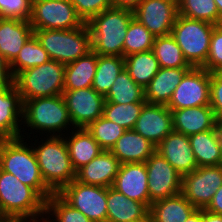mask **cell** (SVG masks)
Masks as SVG:
<instances>
[{"label": "cell", "mask_w": 222, "mask_h": 222, "mask_svg": "<svg viewBox=\"0 0 222 222\" xmlns=\"http://www.w3.org/2000/svg\"><path fill=\"white\" fill-rule=\"evenodd\" d=\"M29 22L33 30H67L84 24L71 1L57 0H33Z\"/></svg>", "instance_id": "obj_10"}, {"label": "cell", "mask_w": 222, "mask_h": 222, "mask_svg": "<svg viewBox=\"0 0 222 222\" xmlns=\"http://www.w3.org/2000/svg\"><path fill=\"white\" fill-rule=\"evenodd\" d=\"M148 175L149 208L151 203L182 192V176L158 152L145 162Z\"/></svg>", "instance_id": "obj_13"}, {"label": "cell", "mask_w": 222, "mask_h": 222, "mask_svg": "<svg viewBox=\"0 0 222 222\" xmlns=\"http://www.w3.org/2000/svg\"><path fill=\"white\" fill-rule=\"evenodd\" d=\"M45 207L46 200L35 189L0 169V209L6 218L38 220Z\"/></svg>", "instance_id": "obj_3"}, {"label": "cell", "mask_w": 222, "mask_h": 222, "mask_svg": "<svg viewBox=\"0 0 222 222\" xmlns=\"http://www.w3.org/2000/svg\"><path fill=\"white\" fill-rule=\"evenodd\" d=\"M23 119V101L13 84H0V139L21 137L18 125Z\"/></svg>", "instance_id": "obj_19"}, {"label": "cell", "mask_w": 222, "mask_h": 222, "mask_svg": "<svg viewBox=\"0 0 222 222\" xmlns=\"http://www.w3.org/2000/svg\"><path fill=\"white\" fill-rule=\"evenodd\" d=\"M33 34L29 21L0 18V52L9 64Z\"/></svg>", "instance_id": "obj_23"}, {"label": "cell", "mask_w": 222, "mask_h": 222, "mask_svg": "<svg viewBox=\"0 0 222 222\" xmlns=\"http://www.w3.org/2000/svg\"><path fill=\"white\" fill-rule=\"evenodd\" d=\"M155 151L156 146L134 130H126L110 150L121 164L145 163Z\"/></svg>", "instance_id": "obj_24"}, {"label": "cell", "mask_w": 222, "mask_h": 222, "mask_svg": "<svg viewBox=\"0 0 222 222\" xmlns=\"http://www.w3.org/2000/svg\"><path fill=\"white\" fill-rule=\"evenodd\" d=\"M9 63L0 52V84H13Z\"/></svg>", "instance_id": "obj_44"}, {"label": "cell", "mask_w": 222, "mask_h": 222, "mask_svg": "<svg viewBox=\"0 0 222 222\" xmlns=\"http://www.w3.org/2000/svg\"><path fill=\"white\" fill-rule=\"evenodd\" d=\"M77 15L87 23L92 17L113 7L111 0H70Z\"/></svg>", "instance_id": "obj_42"}, {"label": "cell", "mask_w": 222, "mask_h": 222, "mask_svg": "<svg viewBox=\"0 0 222 222\" xmlns=\"http://www.w3.org/2000/svg\"><path fill=\"white\" fill-rule=\"evenodd\" d=\"M113 7L134 11L143 0H111Z\"/></svg>", "instance_id": "obj_46"}, {"label": "cell", "mask_w": 222, "mask_h": 222, "mask_svg": "<svg viewBox=\"0 0 222 222\" xmlns=\"http://www.w3.org/2000/svg\"><path fill=\"white\" fill-rule=\"evenodd\" d=\"M97 67V53L93 50L65 66L64 90L92 87Z\"/></svg>", "instance_id": "obj_28"}, {"label": "cell", "mask_w": 222, "mask_h": 222, "mask_svg": "<svg viewBox=\"0 0 222 222\" xmlns=\"http://www.w3.org/2000/svg\"><path fill=\"white\" fill-rule=\"evenodd\" d=\"M152 51L162 68H192L171 34L155 37Z\"/></svg>", "instance_id": "obj_33"}, {"label": "cell", "mask_w": 222, "mask_h": 222, "mask_svg": "<svg viewBox=\"0 0 222 222\" xmlns=\"http://www.w3.org/2000/svg\"><path fill=\"white\" fill-rule=\"evenodd\" d=\"M27 222V220H22V219H20V222ZM37 221H39V220H30V222H37ZM43 222H48V219L46 218Z\"/></svg>", "instance_id": "obj_53"}, {"label": "cell", "mask_w": 222, "mask_h": 222, "mask_svg": "<svg viewBox=\"0 0 222 222\" xmlns=\"http://www.w3.org/2000/svg\"><path fill=\"white\" fill-rule=\"evenodd\" d=\"M49 60L51 59L47 51L33 34L23 45L17 57L9 64L11 75L14 78L18 73L44 64Z\"/></svg>", "instance_id": "obj_34"}, {"label": "cell", "mask_w": 222, "mask_h": 222, "mask_svg": "<svg viewBox=\"0 0 222 222\" xmlns=\"http://www.w3.org/2000/svg\"><path fill=\"white\" fill-rule=\"evenodd\" d=\"M222 185V165L201 166L182 177V194L196 208L206 209Z\"/></svg>", "instance_id": "obj_11"}, {"label": "cell", "mask_w": 222, "mask_h": 222, "mask_svg": "<svg viewBox=\"0 0 222 222\" xmlns=\"http://www.w3.org/2000/svg\"><path fill=\"white\" fill-rule=\"evenodd\" d=\"M202 68L210 73L222 72V24L213 29L208 57Z\"/></svg>", "instance_id": "obj_41"}, {"label": "cell", "mask_w": 222, "mask_h": 222, "mask_svg": "<svg viewBox=\"0 0 222 222\" xmlns=\"http://www.w3.org/2000/svg\"><path fill=\"white\" fill-rule=\"evenodd\" d=\"M120 166V161L104 150L76 172V180L88 185L112 187Z\"/></svg>", "instance_id": "obj_21"}, {"label": "cell", "mask_w": 222, "mask_h": 222, "mask_svg": "<svg viewBox=\"0 0 222 222\" xmlns=\"http://www.w3.org/2000/svg\"><path fill=\"white\" fill-rule=\"evenodd\" d=\"M198 167L222 165L220 139L217 128L189 136Z\"/></svg>", "instance_id": "obj_29"}, {"label": "cell", "mask_w": 222, "mask_h": 222, "mask_svg": "<svg viewBox=\"0 0 222 222\" xmlns=\"http://www.w3.org/2000/svg\"><path fill=\"white\" fill-rule=\"evenodd\" d=\"M62 95L74 128H87L103 116L105 96L99 94L94 88L64 90Z\"/></svg>", "instance_id": "obj_14"}, {"label": "cell", "mask_w": 222, "mask_h": 222, "mask_svg": "<svg viewBox=\"0 0 222 222\" xmlns=\"http://www.w3.org/2000/svg\"><path fill=\"white\" fill-rule=\"evenodd\" d=\"M156 152L183 177L198 168L189 136L173 130L157 146Z\"/></svg>", "instance_id": "obj_17"}, {"label": "cell", "mask_w": 222, "mask_h": 222, "mask_svg": "<svg viewBox=\"0 0 222 222\" xmlns=\"http://www.w3.org/2000/svg\"><path fill=\"white\" fill-rule=\"evenodd\" d=\"M86 129L92 134L93 139L105 151H110L117 140L126 131L117 123L109 121L103 116L92 122Z\"/></svg>", "instance_id": "obj_38"}, {"label": "cell", "mask_w": 222, "mask_h": 222, "mask_svg": "<svg viewBox=\"0 0 222 222\" xmlns=\"http://www.w3.org/2000/svg\"><path fill=\"white\" fill-rule=\"evenodd\" d=\"M37 157L41 176L45 184L58 193L64 186L76 179L67 144L62 134L49 136L37 148H33Z\"/></svg>", "instance_id": "obj_4"}, {"label": "cell", "mask_w": 222, "mask_h": 222, "mask_svg": "<svg viewBox=\"0 0 222 222\" xmlns=\"http://www.w3.org/2000/svg\"><path fill=\"white\" fill-rule=\"evenodd\" d=\"M58 194L92 222H106L107 187L83 184L74 179Z\"/></svg>", "instance_id": "obj_9"}, {"label": "cell", "mask_w": 222, "mask_h": 222, "mask_svg": "<svg viewBox=\"0 0 222 222\" xmlns=\"http://www.w3.org/2000/svg\"><path fill=\"white\" fill-rule=\"evenodd\" d=\"M214 27L215 24L178 14L171 35L192 67H202L206 63Z\"/></svg>", "instance_id": "obj_7"}, {"label": "cell", "mask_w": 222, "mask_h": 222, "mask_svg": "<svg viewBox=\"0 0 222 222\" xmlns=\"http://www.w3.org/2000/svg\"><path fill=\"white\" fill-rule=\"evenodd\" d=\"M6 219V217L4 216V214L2 213L1 209H0V222H3Z\"/></svg>", "instance_id": "obj_52"}, {"label": "cell", "mask_w": 222, "mask_h": 222, "mask_svg": "<svg viewBox=\"0 0 222 222\" xmlns=\"http://www.w3.org/2000/svg\"><path fill=\"white\" fill-rule=\"evenodd\" d=\"M3 222H20V219H10V218H6Z\"/></svg>", "instance_id": "obj_51"}, {"label": "cell", "mask_w": 222, "mask_h": 222, "mask_svg": "<svg viewBox=\"0 0 222 222\" xmlns=\"http://www.w3.org/2000/svg\"><path fill=\"white\" fill-rule=\"evenodd\" d=\"M127 198L145 203L149 207L148 175L145 163L121 164L112 185Z\"/></svg>", "instance_id": "obj_18"}, {"label": "cell", "mask_w": 222, "mask_h": 222, "mask_svg": "<svg viewBox=\"0 0 222 222\" xmlns=\"http://www.w3.org/2000/svg\"><path fill=\"white\" fill-rule=\"evenodd\" d=\"M134 12L111 7L92 17L87 26L91 34V49L98 55L123 57L124 38Z\"/></svg>", "instance_id": "obj_2"}, {"label": "cell", "mask_w": 222, "mask_h": 222, "mask_svg": "<svg viewBox=\"0 0 222 222\" xmlns=\"http://www.w3.org/2000/svg\"><path fill=\"white\" fill-rule=\"evenodd\" d=\"M124 68L131 78L145 89L160 69L152 50L133 53L124 57Z\"/></svg>", "instance_id": "obj_30"}, {"label": "cell", "mask_w": 222, "mask_h": 222, "mask_svg": "<svg viewBox=\"0 0 222 222\" xmlns=\"http://www.w3.org/2000/svg\"><path fill=\"white\" fill-rule=\"evenodd\" d=\"M203 222H222V215L203 209Z\"/></svg>", "instance_id": "obj_47"}, {"label": "cell", "mask_w": 222, "mask_h": 222, "mask_svg": "<svg viewBox=\"0 0 222 222\" xmlns=\"http://www.w3.org/2000/svg\"><path fill=\"white\" fill-rule=\"evenodd\" d=\"M173 129L191 136L217 128L218 119L210 105L172 110Z\"/></svg>", "instance_id": "obj_20"}, {"label": "cell", "mask_w": 222, "mask_h": 222, "mask_svg": "<svg viewBox=\"0 0 222 222\" xmlns=\"http://www.w3.org/2000/svg\"><path fill=\"white\" fill-rule=\"evenodd\" d=\"M50 212L56 219L48 222H92L82 212L70 206L58 193L52 194L46 200L45 213Z\"/></svg>", "instance_id": "obj_39"}, {"label": "cell", "mask_w": 222, "mask_h": 222, "mask_svg": "<svg viewBox=\"0 0 222 222\" xmlns=\"http://www.w3.org/2000/svg\"><path fill=\"white\" fill-rule=\"evenodd\" d=\"M150 208L145 204L127 198L112 187H107L106 222H146Z\"/></svg>", "instance_id": "obj_22"}, {"label": "cell", "mask_w": 222, "mask_h": 222, "mask_svg": "<svg viewBox=\"0 0 222 222\" xmlns=\"http://www.w3.org/2000/svg\"><path fill=\"white\" fill-rule=\"evenodd\" d=\"M123 69L124 57L97 54V67L92 88L106 96Z\"/></svg>", "instance_id": "obj_31"}, {"label": "cell", "mask_w": 222, "mask_h": 222, "mask_svg": "<svg viewBox=\"0 0 222 222\" xmlns=\"http://www.w3.org/2000/svg\"><path fill=\"white\" fill-rule=\"evenodd\" d=\"M34 35L51 60L69 64L91 51V34L84 23L79 28L34 30Z\"/></svg>", "instance_id": "obj_5"}, {"label": "cell", "mask_w": 222, "mask_h": 222, "mask_svg": "<svg viewBox=\"0 0 222 222\" xmlns=\"http://www.w3.org/2000/svg\"><path fill=\"white\" fill-rule=\"evenodd\" d=\"M218 9L219 16L222 18V0H214Z\"/></svg>", "instance_id": "obj_50"}, {"label": "cell", "mask_w": 222, "mask_h": 222, "mask_svg": "<svg viewBox=\"0 0 222 222\" xmlns=\"http://www.w3.org/2000/svg\"><path fill=\"white\" fill-rule=\"evenodd\" d=\"M133 12L155 37L166 36L178 16V0H143Z\"/></svg>", "instance_id": "obj_15"}, {"label": "cell", "mask_w": 222, "mask_h": 222, "mask_svg": "<svg viewBox=\"0 0 222 222\" xmlns=\"http://www.w3.org/2000/svg\"><path fill=\"white\" fill-rule=\"evenodd\" d=\"M105 100V102L117 104L146 102L144 89L131 78L125 68L119 73L110 91L105 96Z\"/></svg>", "instance_id": "obj_32"}, {"label": "cell", "mask_w": 222, "mask_h": 222, "mask_svg": "<svg viewBox=\"0 0 222 222\" xmlns=\"http://www.w3.org/2000/svg\"><path fill=\"white\" fill-rule=\"evenodd\" d=\"M133 130L157 146L174 130L172 112L166 105L146 103Z\"/></svg>", "instance_id": "obj_16"}, {"label": "cell", "mask_w": 222, "mask_h": 222, "mask_svg": "<svg viewBox=\"0 0 222 222\" xmlns=\"http://www.w3.org/2000/svg\"><path fill=\"white\" fill-rule=\"evenodd\" d=\"M210 106L218 121L222 120V72L210 73Z\"/></svg>", "instance_id": "obj_43"}, {"label": "cell", "mask_w": 222, "mask_h": 222, "mask_svg": "<svg viewBox=\"0 0 222 222\" xmlns=\"http://www.w3.org/2000/svg\"><path fill=\"white\" fill-rule=\"evenodd\" d=\"M154 39L155 36L134 17L124 38L123 57L152 50Z\"/></svg>", "instance_id": "obj_37"}, {"label": "cell", "mask_w": 222, "mask_h": 222, "mask_svg": "<svg viewBox=\"0 0 222 222\" xmlns=\"http://www.w3.org/2000/svg\"><path fill=\"white\" fill-rule=\"evenodd\" d=\"M191 68H162L144 89L148 104L168 105L173 92Z\"/></svg>", "instance_id": "obj_25"}, {"label": "cell", "mask_w": 222, "mask_h": 222, "mask_svg": "<svg viewBox=\"0 0 222 222\" xmlns=\"http://www.w3.org/2000/svg\"><path fill=\"white\" fill-rule=\"evenodd\" d=\"M22 137L0 139V169L14 175L21 183L35 189L45 200L54 192L45 184L33 147ZM31 147V148H30Z\"/></svg>", "instance_id": "obj_1"}, {"label": "cell", "mask_w": 222, "mask_h": 222, "mask_svg": "<svg viewBox=\"0 0 222 222\" xmlns=\"http://www.w3.org/2000/svg\"><path fill=\"white\" fill-rule=\"evenodd\" d=\"M23 120L32 129L56 136L72 124L63 95L23 101Z\"/></svg>", "instance_id": "obj_8"}, {"label": "cell", "mask_w": 222, "mask_h": 222, "mask_svg": "<svg viewBox=\"0 0 222 222\" xmlns=\"http://www.w3.org/2000/svg\"><path fill=\"white\" fill-rule=\"evenodd\" d=\"M33 0H0V18L30 21Z\"/></svg>", "instance_id": "obj_40"}, {"label": "cell", "mask_w": 222, "mask_h": 222, "mask_svg": "<svg viewBox=\"0 0 222 222\" xmlns=\"http://www.w3.org/2000/svg\"><path fill=\"white\" fill-rule=\"evenodd\" d=\"M217 132L220 139L221 155H222V120H219L217 123Z\"/></svg>", "instance_id": "obj_49"}, {"label": "cell", "mask_w": 222, "mask_h": 222, "mask_svg": "<svg viewBox=\"0 0 222 222\" xmlns=\"http://www.w3.org/2000/svg\"><path fill=\"white\" fill-rule=\"evenodd\" d=\"M210 105V72L192 67L176 87L167 105L172 110Z\"/></svg>", "instance_id": "obj_12"}, {"label": "cell", "mask_w": 222, "mask_h": 222, "mask_svg": "<svg viewBox=\"0 0 222 222\" xmlns=\"http://www.w3.org/2000/svg\"><path fill=\"white\" fill-rule=\"evenodd\" d=\"M196 208L182 193L151 203L149 220L151 222H185Z\"/></svg>", "instance_id": "obj_26"}, {"label": "cell", "mask_w": 222, "mask_h": 222, "mask_svg": "<svg viewBox=\"0 0 222 222\" xmlns=\"http://www.w3.org/2000/svg\"><path fill=\"white\" fill-rule=\"evenodd\" d=\"M70 138L65 137L71 163L75 171L90 163L104 150L93 139L92 134L86 128H74ZM68 139V140H67Z\"/></svg>", "instance_id": "obj_27"}, {"label": "cell", "mask_w": 222, "mask_h": 222, "mask_svg": "<svg viewBox=\"0 0 222 222\" xmlns=\"http://www.w3.org/2000/svg\"><path fill=\"white\" fill-rule=\"evenodd\" d=\"M185 222H203V209H196Z\"/></svg>", "instance_id": "obj_48"}, {"label": "cell", "mask_w": 222, "mask_h": 222, "mask_svg": "<svg viewBox=\"0 0 222 222\" xmlns=\"http://www.w3.org/2000/svg\"><path fill=\"white\" fill-rule=\"evenodd\" d=\"M178 14L210 24H222L214 0H178Z\"/></svg>", "instance_id": "obj_35"}, {"label": "cell", "mask_w": 222, "mask_h": 222, "mask_svg": "<svg viewBox=\"0 0 222 222\" xmlns=\"http://www.w3.org/2000/svg\"><path fill=\"white\" fill-rule=\"evenodd\" d=\"M147 102H133L130 104H117L105 102L103 117L123 127L125 130H133L136 120L140 116L143 106Z\"/></svg>", "instance_id": "obj_36"}, {"label": "cell", "mask_w": 222, "mask_h": 222, "mask_svg": "<svg viewBox=\"0 0 222 222\" xmlns=\"http://www.w3.org/2000/svg\"><path fill=\"white\" fill-rule=\"evenodd\" d=\"M65 66L60 62L49 60L18 73L13 82L22 101L62 95Z\"/></svg>", "instance_id": "obj_6"}, {"label": "cell", "mask_w": 222, "mask_h": 222, "mask_svg": "<svg viewBox=\"0 0 222 222\" xmlns=\"http://www.w3.org/2000/svg\"><path fill=\"white\" fill-rule=\"evenodd\" d=\"M207 211L222 215V185L214 194L211 203L206 208Z\"/></svg>", "instance_id": "obj_45"}]
</instances>
